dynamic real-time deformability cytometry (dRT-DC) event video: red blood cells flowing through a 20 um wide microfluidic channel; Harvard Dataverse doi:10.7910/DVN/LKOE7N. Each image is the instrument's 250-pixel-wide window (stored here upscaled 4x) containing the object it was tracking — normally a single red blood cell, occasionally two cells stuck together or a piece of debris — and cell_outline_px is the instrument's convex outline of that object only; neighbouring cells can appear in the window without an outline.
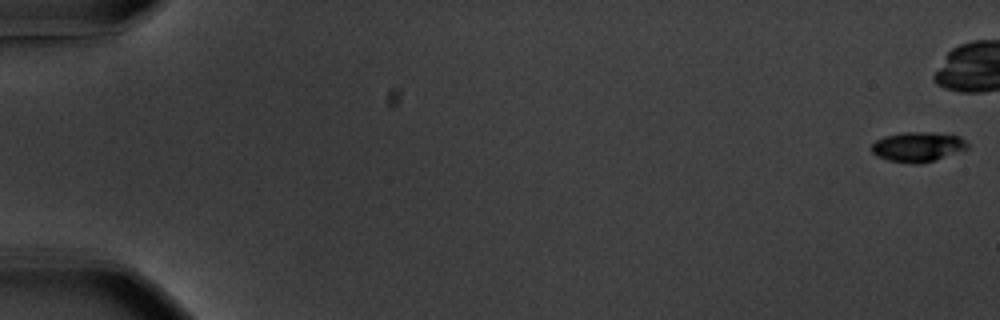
{"species": "common noctule bat (a hibernating species)", "species_latin": "Nyctalus noctula", "temperature_condition": "warm", "stored_images_in_passage": 47, "camera_frame_rate_fps": 3000, "um_per_image_px": 0.085, "animal": {"sex": "male", "body_mass_g": 20.1, "forearm_length_mm": 53.5}, "frame": {"image": 1, "passage_image": 1, "time_ms": 0.0, "image_size_px": [1000, 320], "cell_outline_px": [[968, 148], [936, 160], [920, 164], [916, 164], [888, 160], [876, 156], [872, 152], [872, 144], [876, 140], [884, 136], [904, 132], [932, 132], [960, 136], [968, 144]], "centroid_in_image_um": [78.0, 12.48], "position_along_channel_um": 7.0, "area_um2": 16.65}}
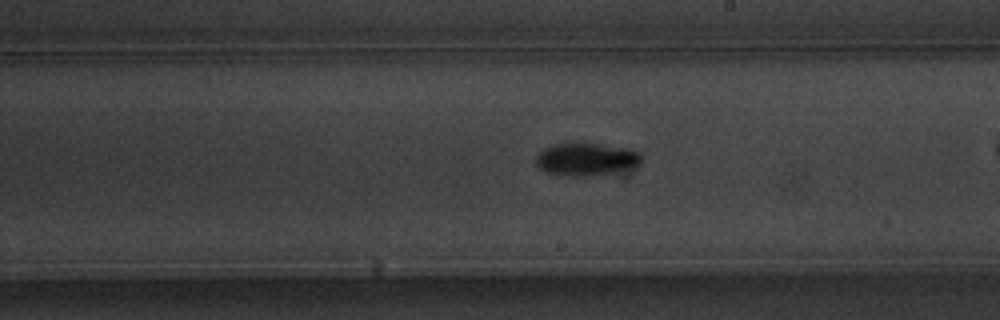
{"frame": {"image": 2, "passage_image": 34, "time_ms": 11.0, "image_size_px": [1000, 320], "cell_outline_px": [[640, 164], [636, 168], [596, 176], [564, 176], [544, 172], [536, 168], [536, 156], [544, 148], [556, 144], [596, 144], [632, 148], [640, 152]], "centroid_in_image_um": [49.85, 13.57], "position_along_channel_um": 239.1, "area_um2": 20.46}}